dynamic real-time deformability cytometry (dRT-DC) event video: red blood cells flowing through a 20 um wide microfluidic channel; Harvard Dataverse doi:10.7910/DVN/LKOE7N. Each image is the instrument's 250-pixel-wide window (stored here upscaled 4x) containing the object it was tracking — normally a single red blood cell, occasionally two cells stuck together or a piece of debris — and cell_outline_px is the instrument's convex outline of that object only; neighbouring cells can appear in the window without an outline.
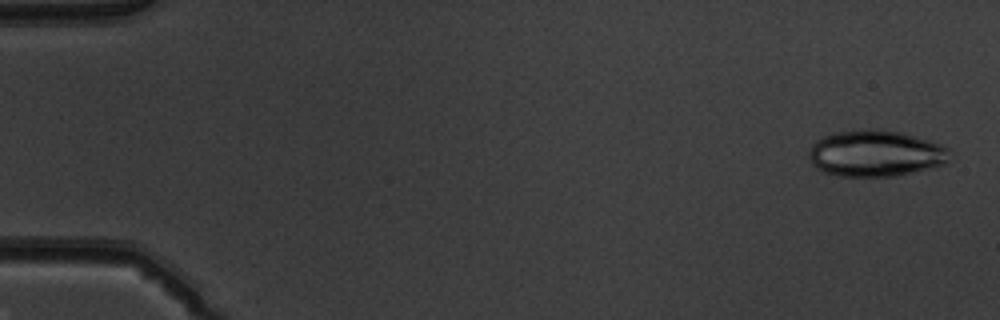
{"species": "common noctule bat (a hibernating species)", "species_latin": "Nyctalus noctula", "temperature_condition": "warm", "stored_images_in_passage": 52, "camera_frame_rate_fps": 3000, "um_per_image_px": 0.085, "animal": {"sex": "male", "body_mass_g": 19.5, "forearm_length_mm": 54.6}, "frame": {"image": 1, "passage_image": 2, "time_ms": 0.333, "image_size_px": [1000, 320], "cell_outline_px": [[948, 164], [896, 176], [840, 176], [824, 172], [816, 168], [812, 164], [808, 156], [808, 152], [812, 144], [816, 140], [824, 136], [836, 132], [864, 128], [880, 128], [904, 132], [940, 144], [948, 148]], "centroid_in_image_um": [74.41, 13.02], "position_along_channel_um": 10.6, "area_um2": 38.49}}
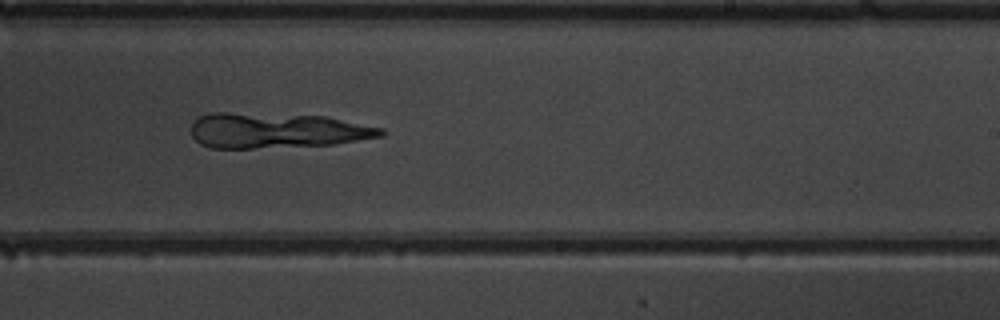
{"frame": {"image": 2, "passage_image": 32, "time_ms": 10.333, "image_size_px": [1000, 320], "cell_outline_px": [[384, 136], [332, 144], [252, 148], [212, 148], [200, 144], [192, 136], [192, 124], [200, 116], [212, 112], [228, 112], [324, 116], [384, 128]], "centroid_in_image_um": [23.5, 11.09], "position_along_channel_um": 265.5, "area_um2": 38.78}}
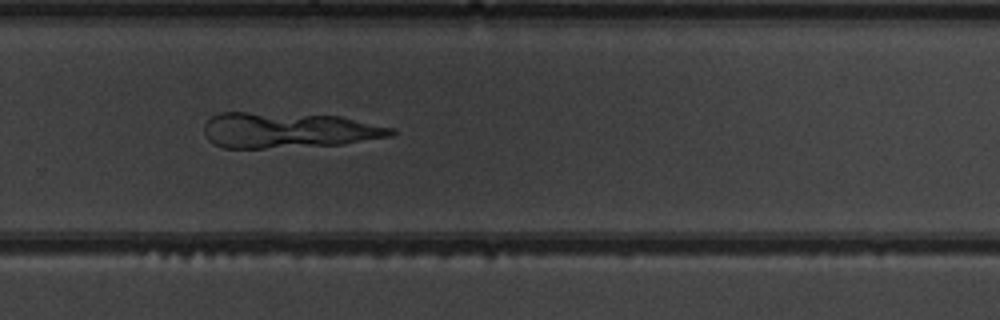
{"frame": {"image": 3, "passage_image": 35, "time_ms": 11.333, "image_size_px": [1000, 320], "cell_outline_px": [[396, 132], [392, 136], [344, 144], [264, 148], [224, 148], [212, 144], [204, 136], [204, 124], [212, 116], [220, 112], [248, 112], [340, 116], [396, 128]], "centroid_in_image_um": [24.5, 11.07], "position_along_channel_um": 305.3, "area_um2": 39.02}}